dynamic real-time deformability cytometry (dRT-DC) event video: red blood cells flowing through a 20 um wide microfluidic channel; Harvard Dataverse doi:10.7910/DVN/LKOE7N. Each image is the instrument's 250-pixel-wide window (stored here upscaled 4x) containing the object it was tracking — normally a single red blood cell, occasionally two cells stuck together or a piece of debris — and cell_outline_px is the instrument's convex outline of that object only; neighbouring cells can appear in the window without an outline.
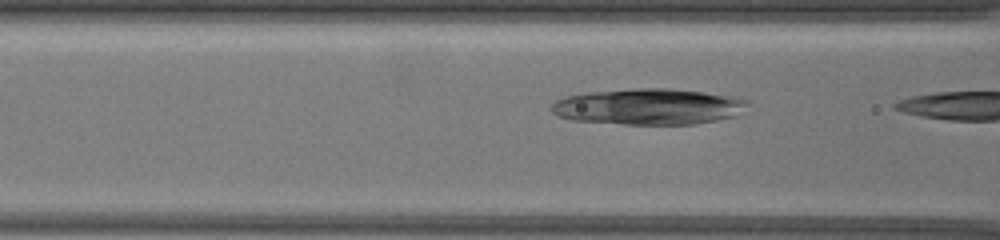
{"species": "common noctule bat (a hibernating species)", "species_latin": "Nyctalus noctula", "temperature_condition": "warm", "stored_images_in_passage": 7, "camera_frame_rate_fps": 3000, "um_per_image_px": 0.085, "animal": {"sex": "female", "body_mass_g": 19.5, "forearm_length_mm": 54.1}, "frame": {"image": 1, "passage_image": 5, "time_ms": 1.333, "image_size_px": [1000, 240], "cell_outline_px": [[748, 104], [736, 116], [696, 124], [624, 124], [572, 120], [556, 116], [552, 112], [552, 104], [556, 100], [564, 96], [588, 92], [632, 88], [668, 88], [704, 92], [732, 96], [748, 100]], "centroid_in_image_um": [55.1, 9.06], "position_along_channel_um": 111.5, "area_um2": 41.33}}